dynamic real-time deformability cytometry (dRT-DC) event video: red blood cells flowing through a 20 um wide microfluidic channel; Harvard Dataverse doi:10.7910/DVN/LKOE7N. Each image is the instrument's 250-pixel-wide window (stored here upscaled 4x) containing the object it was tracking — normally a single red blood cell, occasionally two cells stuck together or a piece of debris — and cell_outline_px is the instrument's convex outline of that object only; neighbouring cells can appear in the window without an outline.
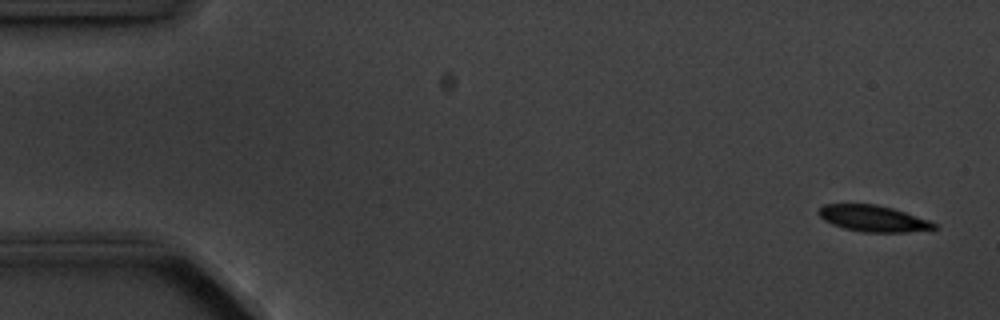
{"species": "common noctule bat (a hibernating species)", "species_latin": "Nyctalus noctula", "temperature_condition": "cold", "stored_images_in_passage": 5, "segment_of_instrument_passage": [2, 2], "camera_frame_rate_fps": 3000, "um_per_image_px": 0.085, "animal": {"sex": "male", "body_mass_g": 20.1, "forearm_length_mm": 53.5}, "frame": {"image": 1, "passage_image": 5, "time_ms": 4.667, "image_size_px": [1000, 320], "cell_outline_px": [[940, 228], [932, 232], [864, 232], [844, 228], [832, 224], [824, 220], [816, 212], [824, 204], [876, 204], [892, 208], [928, 220], [936, 224]], "centroid_in_image_um": [74.3, 18.59], "position_along_channel_um": 10.7, "area_um2": 17.92}}